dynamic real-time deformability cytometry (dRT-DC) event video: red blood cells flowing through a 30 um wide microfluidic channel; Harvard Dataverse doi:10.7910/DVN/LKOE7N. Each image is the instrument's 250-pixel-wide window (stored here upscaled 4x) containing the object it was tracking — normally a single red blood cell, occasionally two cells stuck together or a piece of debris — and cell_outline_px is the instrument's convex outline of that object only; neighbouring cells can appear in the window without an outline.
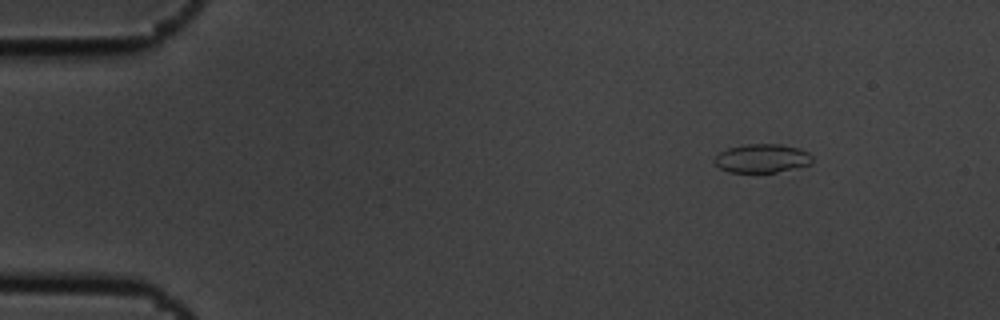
{"species": "common noctule bat (a hibernating species)", "species_latin": "Nyctalus noctula", "temperature_condition": "cold", "stored_images_in_passage": 6, "segment_of_instrument_passage": [1, 2], "camera_frame_rate_fps": 3000, "um_per_image_px": 0.085, "animal": {"sex": "male", "body_mass_g": 19.5, "forearm_length_mm": 54.6}, "frame": {"image": 1, "passage_image": 2, "time_ms": 0.333, "image_size_px": [1000, 320], "cell_outline_px": [[812, 164], [776, 172], [728, 172], [720, 168], [712, 160], [720, 152], [728, 148], [748, 144], [780, 144], [800, 148], [808, 152], [812, 156]], "centroid_in_image_um": [64.78, 13.46], "position_along_channel_um": 20.2, "area_um2": 16.36}}